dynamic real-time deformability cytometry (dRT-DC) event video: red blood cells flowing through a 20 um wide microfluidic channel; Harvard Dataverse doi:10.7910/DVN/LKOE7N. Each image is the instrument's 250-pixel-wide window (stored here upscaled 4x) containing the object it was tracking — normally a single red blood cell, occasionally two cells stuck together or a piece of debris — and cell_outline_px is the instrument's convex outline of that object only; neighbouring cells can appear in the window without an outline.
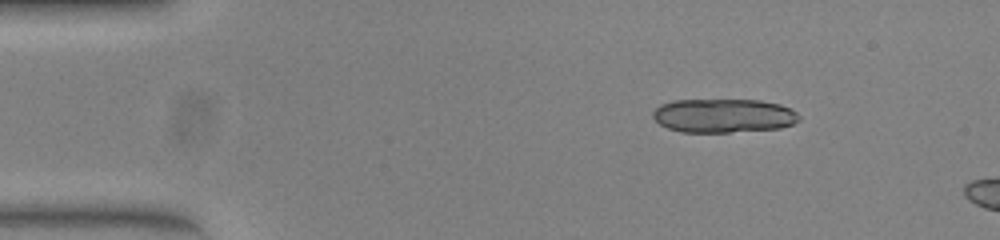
{"species": "common noctule bat (a hibernating species)", "species_latin": "Nyctalus noctula", "temperature_condition": "warm", "stored_images_in_passage": 6, "camera_frame_rate_fps": 3000, "um_per_image_px": 0.085, "animal": {"sex": "female", "body_mass_g": 23.0, "forearm_length_mm": 53.4}, "frame": {"image": 1, "passage_image": 1, "time_ms": 0.0, "image_size_px": [1000, 240], "cell_outline_px": [[800, 120], [792, 124], [780, 128], [728, 132], [680, 132], [668, 128], [660, 124], [652, 116], [652, 112], [660, 104], [676, 100], [760, 100], [780, 104], [796, 112], [800, 116]], "centroid_in_image_um": [61.49, 9.83], "position_along_channel_um": 23.5, "area_um2": 28.84}}